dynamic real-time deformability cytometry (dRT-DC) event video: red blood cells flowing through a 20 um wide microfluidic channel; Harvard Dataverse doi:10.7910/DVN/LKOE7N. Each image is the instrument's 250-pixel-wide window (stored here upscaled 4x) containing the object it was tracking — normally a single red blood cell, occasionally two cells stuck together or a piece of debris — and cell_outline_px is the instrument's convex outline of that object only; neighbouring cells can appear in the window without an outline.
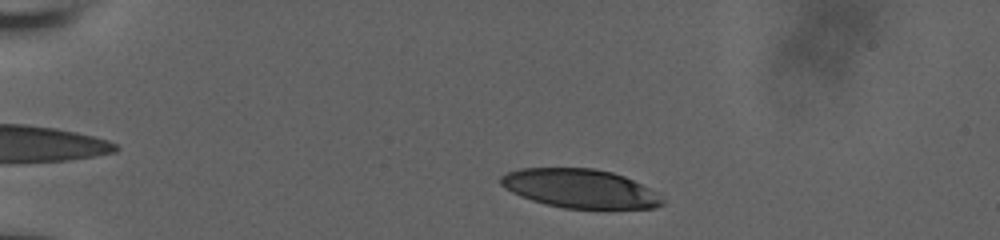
{"species": "human", "species_latin": "Homo sapiens", "temperature_condition": "room temperature", "stored_images_in_passage": 42, "camera_frame_rate_fps": 3000, "um_per_image_px": 0.085, "donor": {"sex": "male"}, "frame": {"image": 1, "passage_image": 5, "time_ms": 1.333, "image_size_px": [1000, 240], "cell_outline_px": [[664, 204], [656, 208], [564, 208], [532, 200], [520, 196], [504, 188], [500, 184], [500, 176], [508, 172], [520, 168], [592, 168], [612, 172], [624, 176], [660, 192], [664, 200]], "centroid_in_image_um": [49.34, 16.02], "position_along_channel_um": 35.7, "area_um2": 36.7}}
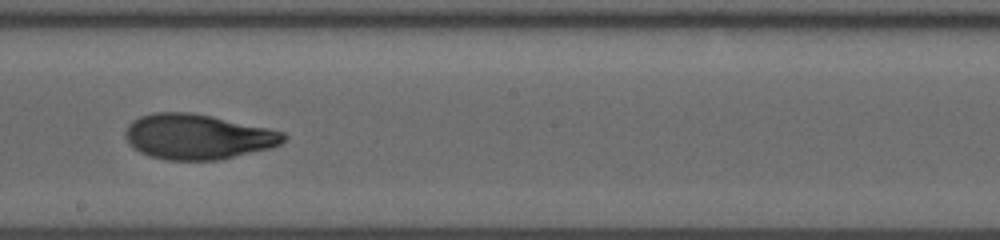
{"frame": {"image": 2, "passage_image": 26, "time_ms": 8.333, "image_size_px": [1000, 240], "cell_outline_px": [[288, 136], [280, 144], [272, 148], [216, 160], [164, 160], [148, 156], [132, 148], [128, 144], [124, 136], [124, 132], [128, 124], [132, 120], [140, 116], [152, 112], [192, 112], [212, 116], [268, 128], [284, 132]], "centroid_in_image_um": [16.75, 11.62], "position_along_channel_um": 231.4, "area_um2": 42.02}}
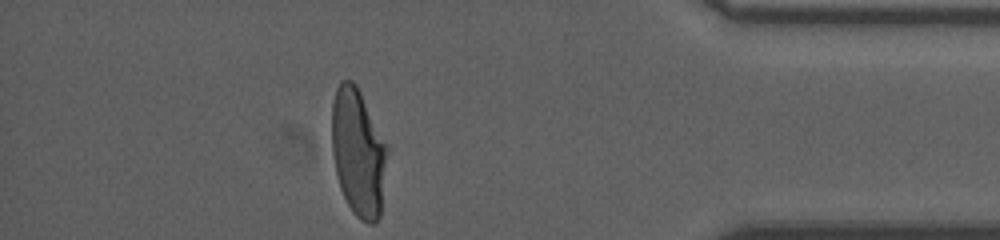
{"frame": {"image": 3, "passage_image": 42, "time_ms": 13.667, "image_size_px": [1000, 240], "cell_outline_px": [[388, 152], [380, 216], [376, 224], [368, 224], [360, 220], [352, 212], [340, 188], [336, 172], [332, 152], [332, 104], [336, 88], [340, 80], [352, 80], [356, 84], [388, 148]], "centroid_in_image_um": [30.44, 12.99], "position_along_channel_um": 404.8, "area_um2": 41.15}, "authors_computed_cell_mechanics": {"area_um2": 41.1825, "velocity_mm_per_s": 3.8474, "shape_relaxation_time_tau1_ms": 8.8977, "shape_relaxation_time_tau2_ms": 1.1354, "deformation_change_tau1": 0.3167, "deformation_change_tau2": 0.0669}}